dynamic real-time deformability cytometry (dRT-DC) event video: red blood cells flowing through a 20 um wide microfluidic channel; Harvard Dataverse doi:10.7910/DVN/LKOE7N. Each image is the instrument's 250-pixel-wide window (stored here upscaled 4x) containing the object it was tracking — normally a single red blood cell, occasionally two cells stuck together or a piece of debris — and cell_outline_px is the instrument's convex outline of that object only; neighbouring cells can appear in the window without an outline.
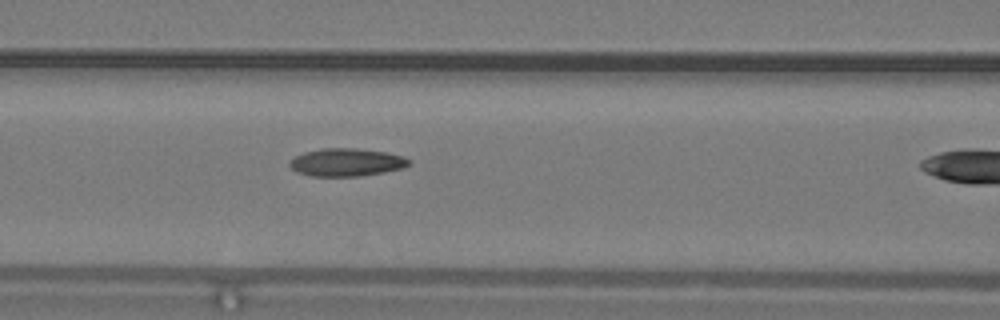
{"species": "common noctule bat (a hibernating species)", "species_latin": "Nyctalus noctula", "temperature_condition": "warm", "stored_images_in_passage": 7, "camera_frame_rate_fps": 3000, "um_per_image_px": 0.085, "animal": {"sex": "male", "body_mass_g": 19.2, "forearm_length_mm": 51.8}, "frame": {"image": 1, "passage_image": 6, "time_ms": 1.667, "image_size_px": [1000, 320], "cell_outline_px": [[412, 164], [404, 168], [384, 172], [360, 176], [308, 176], [296, 172], [288, 164], [296, 156], [304, 152], [324, 148], [356, 148], [388, 152], [404, 156], [412, 160]], "centroid_in_image_um": [29.51, 13.79], "position_along_channel_um": 137.1, "area_um2": 19.59}}